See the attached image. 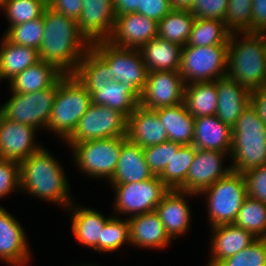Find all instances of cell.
<instances>
[{
	"label": "cell",
	"mask_w": 266,
	"mask_h": 266,
	"mask_svg": "<svg viewBox=\"0 0 266 266\" xmlns=\"http://www.w3.org/2000/svg\"><path fill=\"white\" fill-rule=\"evenodd\" d=\"M127 141L126 136L90 140L74 143V162L76 167L94 178H107L110 181L115 172L122 145Z\"/></svg>",
	"instance_id": "ba28073f"
},
{
	"label": "cell",
	"mask_w": 266,
	"mask_h": 266,
	"mask_svg": "<svg viewBox=\"0 0 266 266\" xmlns=\"http://www.w3.org/2000/svg\"><path fill=\"white\" fill-rule=\"evenodd\" d=\"M83 0H48V6L66 17L78 20L82 11Z\"/></svg>",
	"instance_id": "c3c4849f"
},
{
	"label": "cell",
	"mask_w": 266,
	"mask_h": 266,
	"mask_svg": "<svg viewBox=\"0 0 266 266\" xmlns=\"http://www.w3.org/2000/svg\"><path fill=\"white\" fill-rule=\"evenodd\" d=\"M182 47L160 37L151 39L139 51L148 72L179 71Z\"/></svg>",
	"instance_id": "f1b7e54d"
},
{
	"label": "cell",
	"mask_w": 266,
	"mask_h": 266,
	"mask_svg": "<svg viewBox=\"0 0 266 266\" xmlns=\"http://www.w3.org/2000/svg\"><path fill=\"white\" fill-rule=\"evenodd\" d=\"M64 75L54 64L39 61L9 81L11 92L33 93L52 87Z\"/></svg>",
	"instance_id": "83f0119b"
},
{
	"label": "cell",
	"mask_w": 266,
	"mask_h": 266,
	"mask_svg": "<svg viewBox=\"0 0 266 266\" xmlns=\"http://www.w3.org/2000/svg\"><path fill=\"white\" fill-rule=\"evenodd\" d=\"M92 104L102 105L123 113L128 117L140 104L141 94L133 87L115 80L97 86V91H88Z\"/></svg>",
	"instance_id": "484cf974"
},
{
	"label": "cell",
	"mask_w": 266,
	"mask_h": 266,
	"mask_svg": "<svg viewBox=\"0 0 266 266\" xmlns=\"http://www.w3.org/2000/svg\"><path fill=\"white\" fill-rule=\"evenodd\" d=\"M195 154L194 145H181L179 149H172V158L159 176L169 189L178 190L185 183Z\"/></svg>",
	"instance_id": "e575fe53"
},
{
	"label": "cell",
	"mask_w": 266,
	"mask_h": 266,
	"mask_svg": "<svg viewBox=\"0 0 266 266\" xmlns=\"http://www.w3.org/2000/svg\"><path fill=\"white\" fill-rule=\"evenodd\" d=\"M47 7L48 0H7L2 10L5 11L10 28L43 16Z\"/></svg>",
	"instance_id": "74e56055"
},
{
	"label": "cell",
	"mask_w": 266,
	"mask_h": 266,
	"mask_svg": "<svg viewBox=\"0 0 266 266\" xmlns=\"http://www.w3.org/2000/svg\"><path fill=\"white\" fill-rule=\"evenodd\" d=\"M229 0H195L190 11L196 18L224 21Z\"/></svg>",
	"instance_id": "ee69618b"
},
{
	"label": "cell",
	"mask_w": 266,
	"mask_h": 266,
	"mask_svg": "<svg viewBox=\"0 0 266 266\" xmlns=\"http://www.w3.org/2000/svg\"><path fill=\"white\" fill-rule=\"evenodd\" d=\"M91 47L110 65L113 80L133 86L142 95L148 70L139 49L118 47L107 40L93 42Z\"/></svg>",
	"instance_id": "30bf717a"
},
{
	"label": "cell",
	"mask_w": 266,
	"mask_h": 266,
	"mask_svg": "<svg viewBox=\"0 0 266 266\" xmlns=\"http://www.w3.org/2000/svg\"><path fill=\"white\" fill-rule=\"evenodd\" d=\"M197 149L231 153L232 128L216 115L194 118L193 143Z\"/></svg>",
	"instance_id": "cb8c5ba5"
},
{
	"label": "cell",
	"mask_w": 266,
	"mask_h": 266,
	"mask_svg": "<svg viewBox=\"0 0 266 266\" xmlns=\"http://www.w3.org/2000/svg\"><path fill=\"white\" fill-rule=\"evenodd\" d=\"M228 44L186 45L181 49L179 73L184 84L210 82L227 74Z\"/></svg>",
	"instance_id": "52a82bcc"
},
{
	"label": "cell",
	"mask_w": 266,
	"mask_h": 266,
	"mask_svg": "<svg viewBox=\"0 0 266 266\" xmlns=\"http://www.w3.org/2000/svg\"><path fill=\"white\" fill-rule=\"evenodd\" d=\"M217 266H266V238H257L248 247Z\"/></svg>",
	"instance_id": "b9f144b4"
},
{
	"label": "cell",
	"mask_w": 266,
	"mask_h": 266,
	"mask_svg": "<svg viewBox=\"0 0 266 266\" xmlns=\"http://www.w3.org/2000/svg\"><path fill=\"white\" fill-rule=\"evenodd\" d=\"M126 138L142 148L168 141L166 129L157 112L140 104L127 117Z\"/></svg>",
	"instance_id": "d6986e66"
},
{
	"label": "cell",
	"mask_w": 266,
	"mask_h": 266,
	"mask_svg": "<svg viewBox=\"0 0 266 266\" xmlns=\"http://www.w3.org/2000/svg\"><path fill=\"white\" fill-rule=\"evenodd\" d=\"M164 125L168 140L181 145H192L194 137V117L184 103L155 110Z\"/></svg>",
	"instance_id": "f546056e"
},
{
	"label": "cell",
	"mask_w": 266,
	"mask_h": 266,
	"mask_svg": "<svg viewBox=\"0 0 266 266\" xmlns=\"http://www.w3.org/2000/svg\"><path fill=\"white\" fill-rule=\"evenodd\" d=\"M33 126L7 119L0 112V159L22 162L42 146L37 145Z\"/></svg>",
	"instance_id": "9a60e30c"
},
{
	"label": "cell",
	"mask_w": 266,
	"mask_h": 266,
	"mask_svg": "<svg viewBox=\"0 0 266 266\" xmlns=\"http://www.w3.org/2000/svg\"><path fill=\"white\" fill-rule=\"evenodd\" d=\"M111 185L116 194L115 214H130L129 217L155 211L163 196L170 190L159 176L137 183Z\"/></svg>",
	"instance_id": "7c38bea8"
},
{
	"label": "cell",
	"mask_w": 266,
	"mask_h": 266,
	"mask_svg": "<svg viewBox=\"0 0 266 266\" xmlns=\"http://www.w3.org/2000/svg\"><path fill=\"white\" fill-rule=\"evenodd\" d=\"M185 84L179 71L148 72L140 105L156 110L183 103Z\"/></svg>",
	"instance_id": "4fadbf2b"
},
{
	"label": "cell",
	"mask_w": 266,
	"mask_h": 266,
	"mask_svg": "<svg viewBox=\"0 0 266 266\" xmlns=\"http://www.w3.org/2000/svg\"><path fill=\"white\" fill-rule=\"evenodd\" d=\"M130 244L147 249H164L171 242L163 223L155 211L128 217Z\"/></svg>",
	"instance_id": "603a6c76"
},
{
	"label": "cell",
	"mask_w": 266,
	"mask_h": 266,
	"mask_svg": "<svg viewBox=\"0 0 266 266\" xmlns=\"http://www.w3.org/2000/svg\"><path fill=\"white\" fill-rule=\"evenodd\" d=\"M44 33L38 53L41 61L54 64L64 74H73L91 43L76 20L52 10L43 13Z\"/></svg>",
	"instance_id": "6da1fadb"
},
{
	"label": "cell",
	"mask_w": 266,
	"mask_h": 266,
	"mask_svg": "<svg viewBox=\"0 0 266 266\" xmlns=\"http://www.w3.org/2000/svg\"><path fill=\"white\" fill-rule=\"evenodd\" d=\"M73 75L88 91H97V86L113 81L110 65L92 47L85 53Z\"/></svg>",
	"instance_id": "d6a6232c"
},
{
	"label": "cell",
	"mask_w": 266,
	"mask_h": 266,
	"mask_svg": "<svg viewBox=\"0 0 266 266\" xmlns=\"http://www.w3.org/2000/svg\"><path fill=\"white\" fill-rule=\"evenodd\" d=\"M218 94L216 116L231 128L251 103V90L227 76L216 80Z\"/></svg>",
	"instance_id": "44dd1931"
},
{
	"label": "cell",
	"mask_w": 266,
	"mask_h": 266,
	"mask_svg": "<svg viewBox=\"0 0 266 266\" xmlns=\"http://www.w3.org/2000/svg\"><path fill=\"white\" fill-rule=\"evenodd\" d=\"M232 171L244 174L266 165V127L250 103L232 127Z\"/></svg>",
	"instance_id": "277c9868"
},
{
	"label": "cell",
	"mask_w": 266,
	"mask_h": 266,
	"mask_svg": "<svg viewBox=\"0 0 266 266\" xmlns=\"http://www.w3.org/2000/svg\"><path fill=\"white\" fill-rule=\"evenodd\" d=\"M125 243L130 244V224L128 218L122 220L111 216L102 229L99 238V252H113Z\"/></svg>",
	"instance_id": "f35d334b"
},
{
	"label": "cell",
	"mask_w": 266,
	"mask_h": 266,
	"mask_svg": "<svg viewBox=\"0 0 266 266\" xmlns=\"http://www.w3.org/2000/svg\"><path fill=\"white\" fill-rule=\"evenodd\" d=\"M234 224L257 238H266V203L247 196Z\"/></svg>",
	"instance_id": "8d00e7d4"
},
{
	"label": "cell",
	"mask_w": 266,
	"mask_h": 266,
	"mask_svg": "<svg viewBox=\"0 0 266 266\" xmlns=\"http://www.w3.org/2000/svg\"><path fill=\"white\" fill-rule=\"evenodd\" d=\"M231 32L224 21L195 18L186 45L209 46L214 44H228Z\"/></svg>",
	"instance_id": "d590c367"
},
{
	"label": "cell",
	"mask_w": 266,
	"mask_h": 266,
	"mask_svg": "<svg viewBox=\"0 0 266 266\" xmlns=\"http://www.w3.org/2000/svg\"><path fill=\"white\" fill-rule=\"evenodd\" d=\"M58 81L50 88L33 93L10 92L11 97L0 107V112L18 123L47 129Z\"/></svg>",
	"instance_id": "9c48e42d"
},
{
	"label": "cell",
	"mask_w": 266,
	"mask_h": 266,
	"mask_svg": "<svg viewBox=\"0 0 266 266\" xmlns=\"http://www.w3.org/2000/svg\"><path fill=\"white\" fill-rule=\"evenodd\" d=\"M20 190L19 163L0 159V199Z\"/></svg>",
	"instance_id": "f6af8a7d"
},
{
	"label": "cell",
	"mask_w": 266,
	"mask_h": 266,
	"mask_svg": "<svg viewBox=\"0 0 266 266\" xmlns=\"http://www.w3.org/2000/svg\"><path fill=\"white\" fill-rule=\"evenodd\" d=\"M155 37H158V22L145 15L128 13L116 15L107 41L118 47L140 49Z\"/></svg>",
	"instance_id": "2e32d148"
},
{
	"label": "cell",
	"mask_w": 266,
	"mask_h": 266,
	"mask_svg": "<svg viewBox=\"0 0 266 266\" xmlns=\"http://www.w3.org/2000/svg\"><path fill=\"white\" fill-rule=\"evenodd\" d=\"M116 13L113 0H83L77 25L90 42L107 40L112 34Z\"/></svg>",
	"instance_id": "e0dca14e"
},
{
	"label": "cell",
	"mask_w": 266,
	"mask_h": 266,
	"mask_svg": "<svg viewBox=\"0 0 266 266\" xmlns=\"http://www.w3.org/2000/svg\"><path fill=\"white\" fill-rule=\"evenodd\" d=\"M181 144L165 141L158 145L143 148L145 161L154 176H160L172 158V149H179Z\"/></svg>",
	"instance_id": "7bdbcfd3"
},
{
	"label": "cell",
	"mask_w": 266,
	"mask_h": 266,
	"mask_svg": "<svg viewBox=\"0 0 266 266\" xmlns=\"http://www.w3.org/2000/svg\"><path fill=\"white\" fill-rule=\"evenodd\" d=\"M217 102L216 80L185 85L183 103L194 118L216 115Z\"/></svg>",
	"instance_id": "1f68e13d"
},
{
	"label": "cell",
	"mask_w": 266,
	"mask_h": 266,
	"mask_svg": "<svg viewBox=\"0 0 266 266\" xmlns=\"http://www.w3.org/2000/svg\"><path fill=\"white\" fill-rule=\"evenodd\" d=\"M226 76L250 90L266 85L265 33L230 34Z\"/></svg>",
	"instance_id": "3957f363"
},
{
	"label": "cell",
	"mask_w": 266,
	"mask_h": 266,
	"mask_svg": "<svg viewBox=\"0 0 266 266\" xmlns=\"http://www.w3.org/2000/svg\"><path fill=\"white\" fill-rule=\"evenodd\" d=\"M91 104L92 99L88 90L73 74H64L58 80L47 130L66 141Z\"/></svg>",
	"instance_id": "5b68a950"
},
{
	"label": "cell",
	"mask_w": 266,
	"mask_h": 266,
	"mask_svg": "<svg viewBox=\"0 0 266 266\" xmlns=\"http://www.w3.org/2000/svg\"><path fill=\"white\" fill-rule=\"evenodd\" d=\"M247 184V195L250 198L266 203V165L244 173Z\"/></svg>",
	"instance_id": "bcb514c9"
},
{
	"label": "cell",
	"mask_w": 266,
	"mask_h": 266,
	"mask_svg": "<svg viewBox=\"0 0 266 266\" xmlns=\"http://www.w3.org/2000/svg\"><path fill=\"white\" fill-rule=\"evenodd\" d=\"M80 266H81V265H80ZM82 266H96V264H95V265H88V264H87V265H82Z\"/></svg>",
	"instance_id": "9f6ffc18"
},
{
	"label": "cell",
	"mask_w": 266,
	"mask_h": 266,
	"mask_svg": "<svg viewBox=\"0 0 266 266\" xmlns=\"http://www.w3.org/2000/svg\"><path fill=\"white\" fill-rule=\"evenodd\" d=\"M252 4V0H229L224 23L231 33H251Z\"/></svg>",
	"instance_id": "60d3db41"
},
{
	"label": "cell",
	"mask_w": 266,
	"mask_h": 266,
	"mask_svg": "<svg viewBox=\"0 0 266 266\" xmlns=\"http://www.w3.org/2000/svg\"><path fill=\"white\" fill-rule=\"evenodd\" d=\"M7 0H0V10L3 9Z\"/></svg>",
	"instance_id": "db71d44e"
},
{
	"label": "cell",
	"mask_w": 266,
	"mask_h": 266,
	"mask_svg": "<svg viewBox=\"0 0 266 266\" xmlns=\"http://www.w3.org/2000/svg\"><path fill=\"white\" fill-rule=\"evenodd\" d=\"M7 29L3 35L13 44L39 50L44 33L43 16Z\"/></svg>",
	"instance_id": "ab89813d"
},
{
	"label": "cell",
	"mask_w": 266,
	"mask_h": 266,
	"mask_svg": "<svg viewBox=\"0 0 266 266\" xmlns=\"http://www.w3.org/2000/svg\"><path fill=\"white\" fill-rule=\"evenodd\" d=\"M195 18L190 11L173 9L158 22V37L186 46Z\"/></svg>",
	"instance_id": "836d02e7"
},
{
	"label": "cell",
	"mask_w": 266,
	"mask_h": 266,
	"mask_svg": "<svg viewBox=\"0 0 266 266\" xmlns=\"http://www.w3.org/2000/svg\"><path fill=\"white\" fill-rule=\"evenodd\" d=\"M207 198L209 225L211 227L232 224L247 195V184L244 174L231 171L220 178L200 195Z\"/></svg>",
	"instance_id": "8992f818"
},
{
	"label": "cell",
	"mask_w": 266,
	"mask_h": 266,
	"mask_svg": "<svg viewBox=\"0 0 266 266\" xmlns=\"http://www.w3.org/2000/svg\"><path fill=\"white\" fill-rule=\"evenodd\" d=\"M251 104L266 124V85L251 90Z\"/></svg>",
	"instance_id": "f907efd6"
},
{
	"label": "cell",
	"mask_w": 266,
	"mask_h": 266,
	"mask_svg": "<svg viewBox=\"0 0 266 266\" xmlns=\"http://www.w3.org/2000/svg\"><path fill=\"white\" fill-rule=\"evenodd\" d=\"M265 64H266V34H265Z\"/></svg>",
	"instance_id": "11a10c76"
},
{
	"label": "cell",
	"mask_w": 266,
	"mask_h": 266,
	"mask_svg": "<svg viewBox=\"0 0 266 266\" xmlns=\"http://www.w3.org/2000/svg\"><path fill=\"white\" fill-rule=\"evenodd\" d=\"M126 133L127 117L123 113L102 105L91 104L65 142L70 148L74 143L124 137Z\"/></svg>",
	"instance_id": "8fae6325"
},
{
	"label": "cell",
	"mask_w": 266,
	"mask_h": 266,
	"mask_svg": "<svg viewBox=\"0 0 266 266\" xmlns=\"http://www.w3.org/2000/svg\"><path fill=\"white\" fill-rule=\"evenodd\" d=\"M75 203L69 206L72 213L71 229L75 239L87 247L99 252V238L102 229L110 217H105L101 212L91 208L76 207Z\"/></svg>",
	"instance_id": "4316f807"
},
{
	"label": "cell",
	"mask_w": 266,
	"mask_h": 266,
	"mask_svg": "<svg viewBox=\"0 0 266 266\" xmlns=\"http://www.w3.org/2000/svg\"><path fill=\"white\" fill-rule=\"evenodd\" d=\"M116 15L136 13L140 0H113Z\"/></svg>",
	"instance_id": "816d5d0a"
},
{
	"label": "cell",
	"mask_w": 266,
	"mask_h": 266,
	"mask_svg": "<svg viewBox=\"0 0 266 266\" xmlns=\"http://www.w3.org/2000/svg\"><path fill=\"white\" fill-rule=\"evenodd\" d=\"M20 191L63 206L73 203L64 170L48 150L41 147L19 163Z\"/></svg>",
	"instance_id": "7a4b0ae2"
},
{
	"label": "cell",
	"mask_w": 266,
	"mask_h": 266,
	"mask_svg": "<svg viewBox=\"0 0 266 266\" xmlns=\"http://www.w3.org/2000/svg\"><path fill=\"white\" fill-rule=\"evenodd\" d=\"M251 33H266V0H252Z\"/></svg>",
	"instance_id": "681fc988"
},
{
	"label": "cell",
	"mask_w": 266,
	"mask_h": 266,
	"mask_svg": "<svg viewBox=\"0 0 266 266\" xmlns=\"http://www.w3.org/2000/svg\"><path fill=\"white\" fill-rule=\"evenodd\" d=\"M185 195L187 198L197 196L189 192L170 189L155 208L167 234L174 240L186 233L191 223V211Z\"/></svg>",
	"instance_id": "ffe728a7"
},
{
	"label": "cell",
	"mask_w": 266,
	"mask_h": 266,
	"mask_svg": "<svg viewBox=\"0 0 266 266\" xmlns=\"http://www.w3.org/2000/svg\"><path fill=\"white\" fill-rule=\"evenodd\" d=\"M229 153L216 150H203L196 148L194 161L190 165L185 183L178 189L198 195L232 171L231 165L225 168L222 162Z\"/></svg>",
	"instance_id": "5bb4252c"
},
{
	"label": "cell",
	"mask_w": 266,
	"mask_h": 266,
	"mask_svg": "<svg viewBox=\"0 0 266 266\" xmlns=\"http://www.w3.org/2000/svg\"><path fill=\"white\" fill-rule=\"evenodd\" d=\"M211 228L212 255L207 266H217L221 261L242 251L257 239L251 232L234 223Z\"/></svg>",
	"instance_id": "7402d4cb"
},
{
	"label": "cell",
	"mask_w": 266,
	"mask_h": 266,
	"mask_svg": "<svg viewBox=\"0 0 266 266\" xmlns=\"http://www.w3.org/2000/svg\"><path fill=\"white\" fill-rule=\"evenodd\" d=\"M0 79H13L40 61L38 50L13 44L4 35L0 41Z\"/></svg>",
	"instance_id": "4dcf8cb0"
},
{
	"label": "cell",
	"mask_w": 266,
	"mask_h": 266,
	"mask_svg": "<svg viewBox=\"0 0 266 266\" xmlns=\"http://www.w3.org/2000/svg\"><path fill=\"white\" fill-rule=\"evenodd\" d=\"M154 177L145 161L143 148L127 140L119 153V160L110 184L137 183Z\"/></svg>",
	"instance_id": "d4e9b609"
},
{
	"label": "cell",
	"mask_w": 266,
	"mask_h": 266,
	"mask_svg": "<svg viewBox=\"0 0 266 266\" xmlns=\"http://www.w3.org/2000/svg\"><path fill=\"white\" fill-rule=\"evenodd\" d=\"M172 10L170 0H140V7H138L136 13L159 22Z\"/></svg>",
	"instance_id": "7dc6e473"
},
{
	"label": "cell",
	"mask_w": 266,
	"mask_h": 266,
	"mask_svg": "<svg viewBox=\"0 0 266 266\" xmlns=\"http://www.w3.org/2000/svg\"><path fill=\"white\" fill-rule=\"evenodd\" d=\"M26 233L20 222L0 205V259L12 266H24L30 260Z\"/></svg>",
	"instance_id": "ac0fdd59"
},
{
	"label": "cell",
	"mask_w": 266,
	"mask_h": 266,
	"mask_svg": "<svg viewBox=\"0 0 266 266\" xmlns=\"http://www.w3.org/2000/svg\"><path fill=\"white\" fill-rule=\"evenodd\" d=\"M195 0H170L172 9L191 11Z\"/></svg>",
	"instance_id": "f5cc1de1"
}]
</instances>
